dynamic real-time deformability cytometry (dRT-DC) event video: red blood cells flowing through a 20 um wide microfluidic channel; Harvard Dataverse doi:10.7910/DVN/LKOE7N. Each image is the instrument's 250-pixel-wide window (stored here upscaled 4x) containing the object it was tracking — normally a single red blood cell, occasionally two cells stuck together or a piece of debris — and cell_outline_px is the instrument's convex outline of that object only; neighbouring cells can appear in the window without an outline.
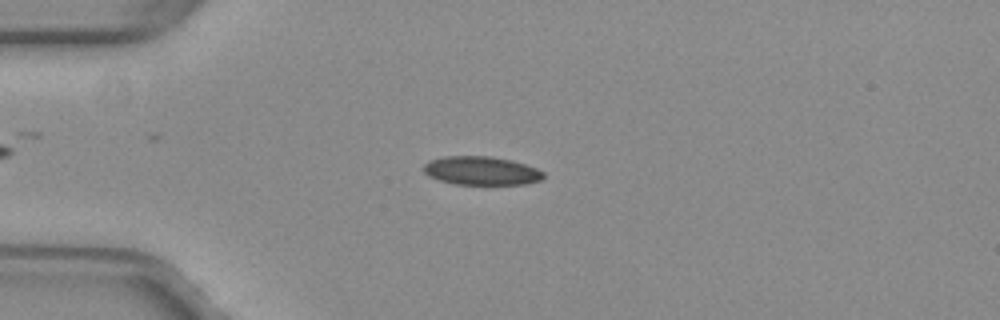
{"species": "common noctule bat (a hibernating species)", "species_latin": "Nyctalus noctula", "temperature_condition": "warm", "stored_images_in_passage": 50, "camera_frame_rate_fps": 3000, "um_per_image_px": 0.085, "animal": {"sex": "female", "body_mass_g": 29.2, "forearm_length_mm": 56.3}, "frame": {"image": 1, "passage_image": 13, "time_ms": 4.0, "image_size_px": [1000, 320], "cell_outline_px": [[544, 176], [540, 180], [524, 184], [456, 184], [440, 180], [424, 172], [424, 164], [428, 160], [444, 156], [492, 156], [524, 164], [536, 168], [544, 172]], "centroid_in_image_um": [40.9, 14.5], "position_along_channel_um": 44.1, "area_um2": 19.71}}
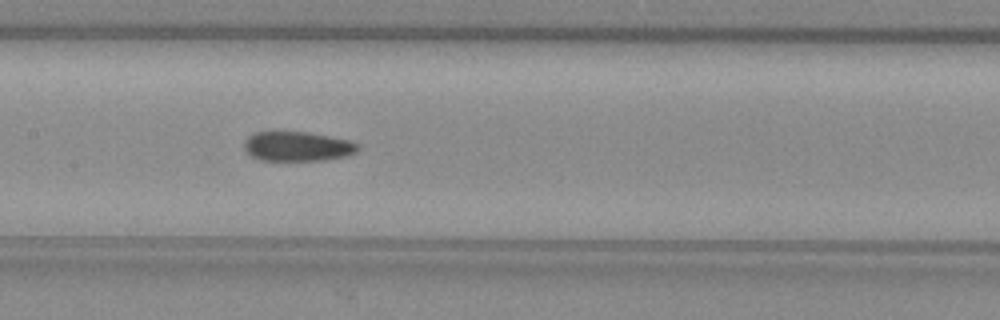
{"frame": {"image": 2, "passage_image": 25, "time_ms": 8.0, "image_size_px": [1000, 320], "cell_outline_px": [[360, 148], [356, 152], [348, 156], [324, 160], [260, 160], [252, 156], [244, 148], [244, 140], [248, 136], [256, 132], [308, 132], [348, 140], [360, 144]], "centroid_in_image_um": [25.31, 12.44], "position_along_channel_um": 182.1, "area_um2": 19.59}}
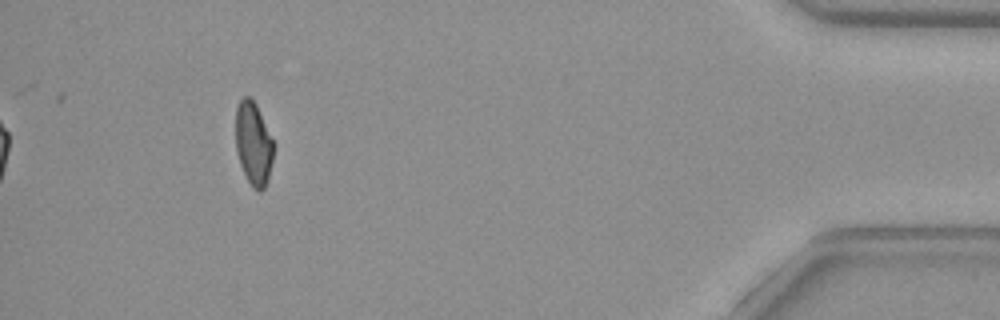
{"frame": {"image": 3, "passage_image": 47, "time_ms": 15.333, "image_size_px": [1000, 320], "cell_outline_px": [[276, 144], [268, 180], [264, 188], [260, 192], [256, 192], [252, 188], [240, 164], [236, 148], [236, 108], [240, 100], [244, 96], [248, 96], [256, 104]], "centroid_in_image_um": [21.57, 12.23], "position_along_channel_um": 413.6, "area_um2": 18.67}}